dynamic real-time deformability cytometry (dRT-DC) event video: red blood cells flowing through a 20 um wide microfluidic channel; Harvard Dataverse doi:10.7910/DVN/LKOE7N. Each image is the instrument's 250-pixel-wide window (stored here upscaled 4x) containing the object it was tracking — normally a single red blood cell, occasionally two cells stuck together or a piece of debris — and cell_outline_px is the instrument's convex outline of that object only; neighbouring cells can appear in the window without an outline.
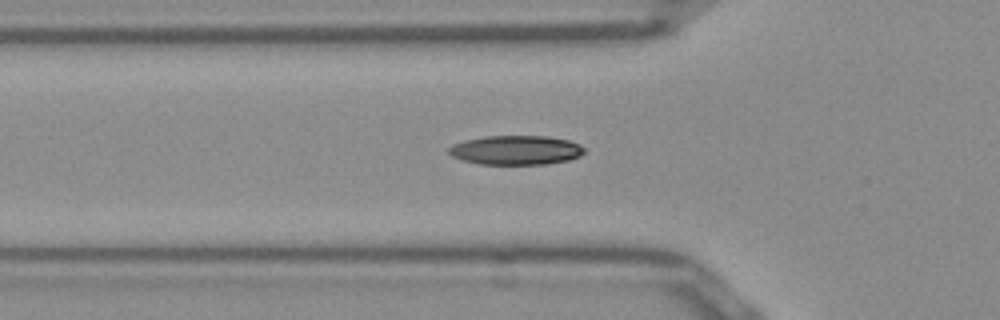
{"species": "Egyptian fruit bat (a non-hibernating species)", "species_latin": "Rousettus aegyptiacus", "temperature_condition": "room temperature", "stored_images_in_passage": 31, "camera_frame_rate_fps": 3000, "um_per_image_px": 0.085, "frame": {"image": 1, "passage_image": 3, "time_ms": 0.667, "image_size_px": [1000, 320], "cell_outline_px": [[584, 152], [580, 156], [568, 160], [544, 164], [480, 164], [464, 160], [452, 156], [448, 152], [448, 148], [452, 144], [464, 140], [484, 136], [548, 136], [568, 140], [580, 144], [584, 148]], "centroid_in_image_um": [43.84, 12.75], "position_along_channel_um": 82.0, "area_um2": 23.12}}
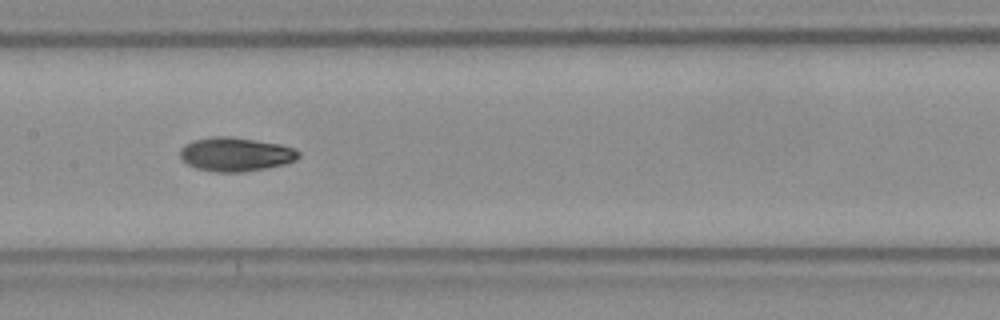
{"frame": {"image": 2, "passage_image": 11, "time_ms": 3.333, "image_size_px": [1000, 320], "cell_outline_px": [[300, 156], [296, 160], [284, 164], [264, 168], [240, 172], [216, 172], [196, 168], [188, 164], [180, 156], [180, 148], [184, 144], [196, 140], [212, 136], [232, 136], [280, 144], [292, 148], [300, 152]], "centroid_in_image_um": [20.02, 13.11], "position_along_channel_um": 187.4, "area_um2": 23.29}}
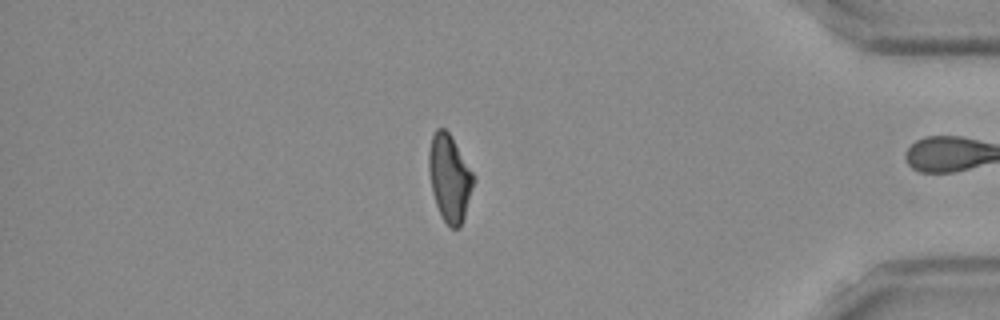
{"frame": {"image": 3, "passage_image": 30, "time_ms": 9.667, "image_size_px": [1000, 320], "cell_outline_px": [[476, 180], [460, 228], [452, 228], [444, 220], [436, 204], [432, 192], [428, 168], [428, 152], [432, 136], [436, 128], [444, 128], [448, 132], [472, 172]], "centroid_in_image_um": [38.2, 15.13], "position_along_channel_um": 397.0, "area_um2": 22.31}, "authors_computed_cell_mechanics": {"area_um2": 22.831, "velocity_mm_per_s": 3.9077, "shape_relaxation_time_tau1_ms": 7.1585, "shape_relaxation_time_tau2_ms": 4.4305, "deformation_change_tau1": 0.1956, "deformation_change_tau2": 0.0941}}